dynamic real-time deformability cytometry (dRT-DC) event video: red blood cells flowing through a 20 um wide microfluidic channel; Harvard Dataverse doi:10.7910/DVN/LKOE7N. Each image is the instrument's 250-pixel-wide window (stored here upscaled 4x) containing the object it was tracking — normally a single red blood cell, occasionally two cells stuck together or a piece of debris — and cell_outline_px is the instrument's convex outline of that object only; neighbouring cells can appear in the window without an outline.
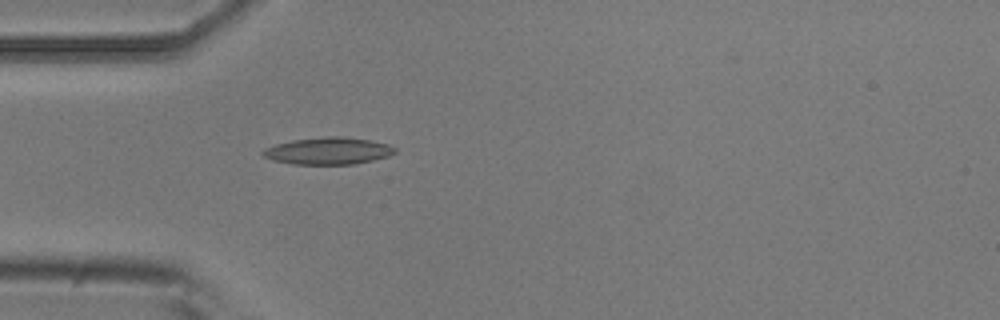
{"species": "common noctule bat (a hibernating species)", "species_latin": "Nyctalus noctula", "temperature_condition": "room temperature", "stored_images_in_passage": 1, "camera_frame_rate_fps": 3000, "um_per_image_px": 0.085, "animal": {"sex": "male", "body_mass_g": 20.5, "forearm_length_mm": 52.5}, "frame": {"image": 1, "passage_image": 1, "time_ms": 0.0, "image_size_px": [1000, 320], "cell_outline_px": [[396, 152], [388, 156], [356, 164], [292, 164], [272, 160], [264, 156], [260, 152], [264, 148], [276, 144], [292, 140], [328, 136], [344, 136], [368, 140], [388, 144], [396, 148]], "centroid_in_image_um": [27.88, 12.82], "position_along_channel_um": 57.1, "area_um2": 20.81}}